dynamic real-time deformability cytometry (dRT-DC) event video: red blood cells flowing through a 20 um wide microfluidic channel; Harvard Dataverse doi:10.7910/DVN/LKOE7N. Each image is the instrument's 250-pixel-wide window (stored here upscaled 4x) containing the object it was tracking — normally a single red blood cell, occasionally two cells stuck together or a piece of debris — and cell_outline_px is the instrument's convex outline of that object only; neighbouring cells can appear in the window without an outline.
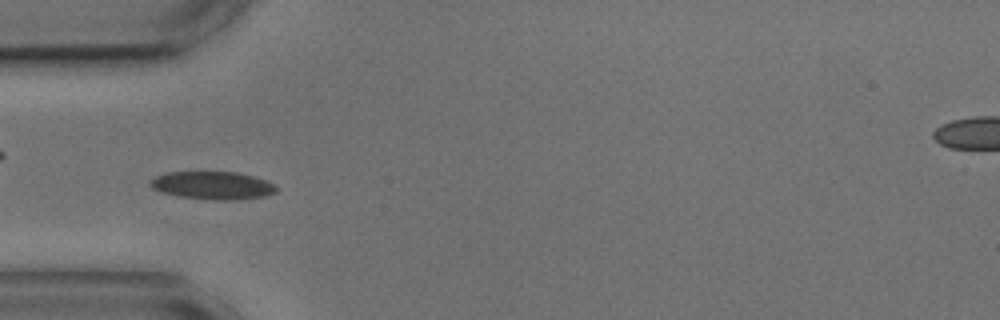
{"species": "common noctule bat (a hibernating species)", "species_latin": "Nyctalus noctula", "temperature_condition": "cold", "stored_images_in_passage": 55, "camera_frame_rate_fps": 3000, "um_per_image_px": 0.085, "animal": {"sex": "male", "body_mass_g": 17.9, "forearm_length_mm": 54.2}, "frame": {"image": 1, "passage_image": 16, "time_ms": 5.0, "image_size_px": [1000, 320], "cell_outline_px": [[276, 192], [264, 196], [232, 200], [208, 200], [180, 196], [160, 192], [152, 188], [148, 184], [148, 180], [156, 176], [168, 172], [236, 172], [268, 180], [276, 184]], "centroid_in_image_um": [18.05, 15.76], "position_along_channel_um": 66.9, "area_um2": 20.63}}
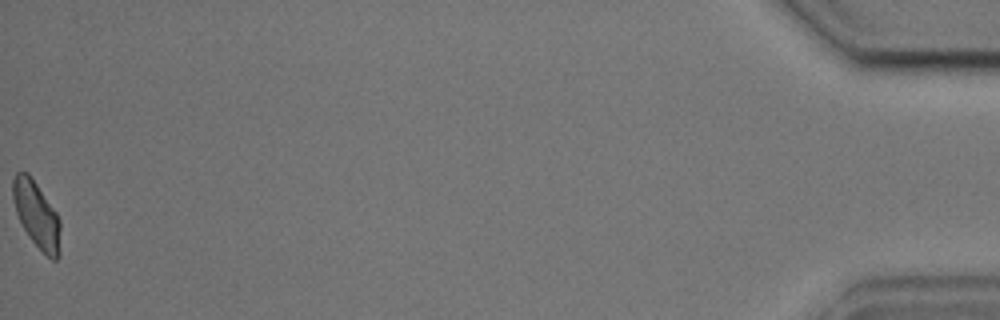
{"frame": {"image": 2, "passage_image": 55, "time_ms": 18.0, "image_size_px": [1000, 320], "cell_outline_px": [[60, 256], [56, 260], [52, 260], [28, 236], [16, 212], [12, 196], [12, 180], [16, 172], [28, 172], [32, 176], [56, 212], [60, 220]], "centroid_in_image_um": [3.12, 18.22], "position_along_channel_um": 432.1, "area_um2": 18.38}, "authors_computed_cell_mechanics": {"area_um2": 19.2474, "velocity_mm_per_s": 3.579, "shape_relaxation_time_tau1_ms": 4.6547, "shape_relaxation_time_tau2_ms": 2.7434, "deformation_change_tau1": 0.0945, "deformation_change_tau2": 0.0699}}